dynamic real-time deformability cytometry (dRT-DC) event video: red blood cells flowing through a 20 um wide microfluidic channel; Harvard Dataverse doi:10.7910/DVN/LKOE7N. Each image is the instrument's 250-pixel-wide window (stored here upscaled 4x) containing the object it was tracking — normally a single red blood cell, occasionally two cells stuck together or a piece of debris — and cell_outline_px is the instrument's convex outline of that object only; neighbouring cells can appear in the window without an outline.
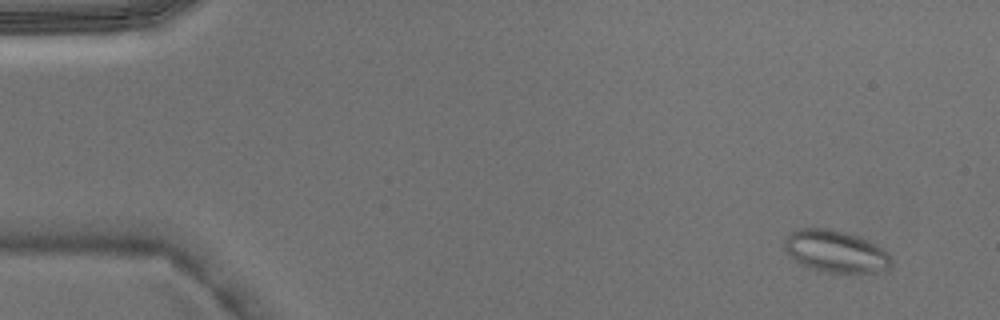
{"species": "Egyptian fruit bat (a non-hibernating species)", "species_latin": "Rousettus aegyptiacus", "temperature_condition": "warm", "stored_images_in_passage": 4, "camera_frame_rate_fps": 3000, "um_per_image_px": 0.085, "animal": {"sex": "male"}, "frame": {"image": 1, "passage_image": 1, "time_ms": 0.0, "image_size_px": [1000, 320], "cell_outline_px": [[892, 268], [888, 272], [824, 272], [812, 268], [796, 260], [784, 252], [784, 236], [796, 228], [832, 228], [868, 240], [876, 244], [888, 252], [892, 256]], "centroid_in_image_um": [71.06, 21.36], "position_along_channel_um": 13.9, "area_um2": 26.59}}
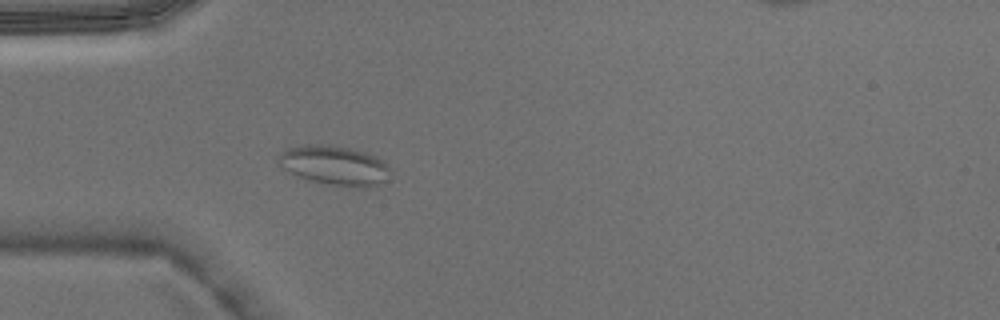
{"frame": {"image": 2, "passage_image": 4, "time_ms": 1.0, "image_size_px": [1000, 320], "cell_outline_px": [[388, 180], [368, 188], [352, 188], [328, 184], [308, 180], [284, 168], [276, 160], [288, 148], [304, 144], [332, 144], [364, 152], [376, 156], [388, 164]], "centroid_in_image_um": [28.48, 14.07], "position_along_channel_um": 56.5, "area_um2": 25.72}}